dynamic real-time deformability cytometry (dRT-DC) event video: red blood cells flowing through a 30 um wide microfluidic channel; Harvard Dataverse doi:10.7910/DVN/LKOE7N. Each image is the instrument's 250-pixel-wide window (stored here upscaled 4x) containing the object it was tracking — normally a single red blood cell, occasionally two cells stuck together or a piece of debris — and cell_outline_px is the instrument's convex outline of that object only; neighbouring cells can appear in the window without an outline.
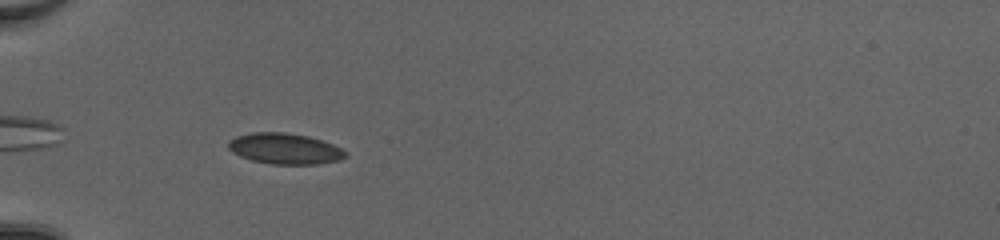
{"species": "common noctule bat (a hibernating species)", "species_latin": "Nyctalus noctula", "temperature_condition": "cold", "stored_images_in_passage": 37, "camera_frame_rate_fps": 3000, "um_per_image_px": 0.085, "animal": {"sex": "female", "body_mass_g": 20.0, "forearm_length_mm": 54.0}, "frame": {"image": 1, "passage_image": 3, "time_ms": 0.667, "image_size_px": [1000, 240], "cell_outline_px": [[348, 156], [340, 160], [316, 164], [272, 164], [252, 160], [240, 156], [232, 152], [228, 148], [228, 140], [236, 136], [252, 132], [284, 132], [308, 136], [332, 144], [348, 152]], "centroid_in_image_um": [24.2, 12.63], "position_along_channel_um": 60.8, "area_um2": 21.1}}
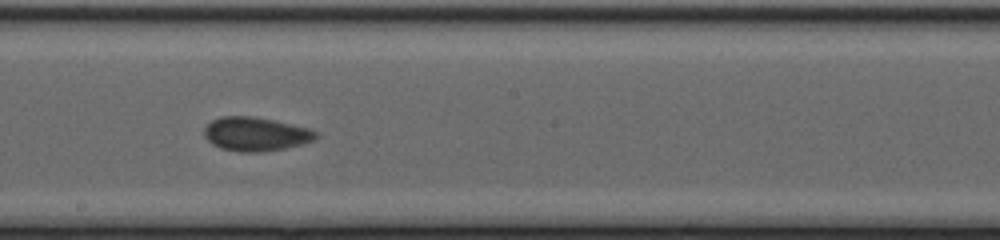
{"frame": {"image": 2, "passage_image": 16, "time_ms": 5.0, "image_size_px": [1000, 240], "cell_outline_px": [[320, 136], [316, 140], [284, 148], [264, 152], [240, 152], [220, 148], [212, 144], [204, 136], [204, 128], [212, 120], [220, 116], [252, 116], [272, 120], [308, 128], [320, 132]], "centroid_in_image_um": [21.75, 11.4], "position_along_channel_um": 226.5, "area_um2": 22.14}}
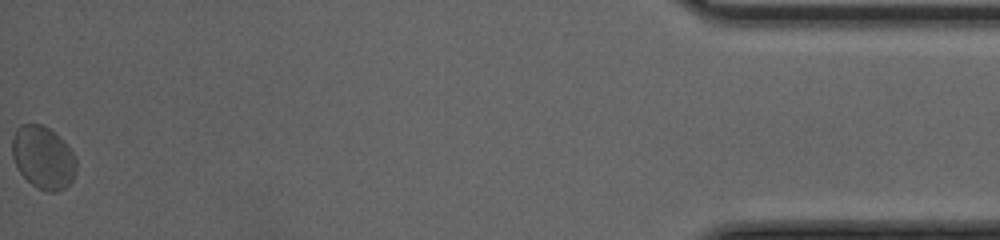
{"frame": {"image": 3, "passage_image": 37, "time_ms": 12.0, "image_size_px": [1000, 240], "cell_outline_px": [[76, 172], [72, 180], [64, 188], [56, 192], [48, 192], [36, 188], [16, 168], [12, 156], [12, 136], [16, 128], [20, 124], [40, 124], [48, 128], [76, 156]], "centroid_in_image_um": [3.63, 13.41], "position_along_channel_um": 431.6, "area_um2": 23.29}, "authors_computed_cell_mechanics": {"area_um2": 21.7906, "velocity_mm_per_s": 4.0914, "shape_relaxation_time_tau1_ms": 5.5547, "shape_relaxation_time_tau2_ms": 1.3888, "deformation_change_tau1": 0.065, "deformation_change_tau2": 0.0477}}